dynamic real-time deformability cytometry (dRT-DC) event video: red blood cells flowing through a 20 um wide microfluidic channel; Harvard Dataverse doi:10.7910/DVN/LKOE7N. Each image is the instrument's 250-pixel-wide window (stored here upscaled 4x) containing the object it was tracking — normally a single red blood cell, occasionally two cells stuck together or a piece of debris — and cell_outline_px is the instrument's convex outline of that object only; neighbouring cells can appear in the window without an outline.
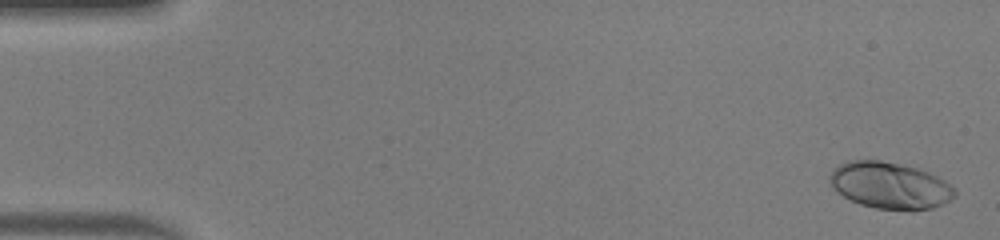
{"species": "human", "species_latin": "Homo sapiens", "temperature_condition": "warm", "stored_images_in_passage": 50, "camera_frame_rate_fps": 3000, "um_per_image_px": 0.085, "donor": {"sex": "male"}, "frame": {"image": 1, "passage_image": 2, "time_ms": 0.333, "image_size_px": [1000, 240], "cell_outline_px": [[956, 196], [944, 204], [932, 208], [912, 212], [876, 208], [860, 204], [844, 196], [828, 180], [832, 168], [848, 160], [880, 160], [916, 168], [928, 172], [944, 180], [956, 192]], "centroid_in_image_um": [75.66, 15.78], "position_along_channel_um": 9.3, "area_um2": 33.99}}
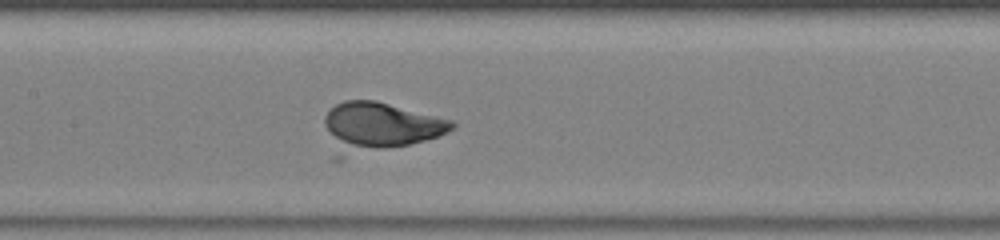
{"frame": {"image": 2, "passage_image": 25, "time_ms": 8.0, "image_size_px": [1000, 240], "cell_outline_px": [[456, 124], [448, 132], [424, 140], [408, 144], [340, 160], [332, 160], [324, 124], [324, 116], [336, 104], [344, 100], [376, 100], [452, 120]], "centroid_in_image_um": [32.09, 10.83], "position_along_channel_um": 175.3, "area_um2": 37.05}}
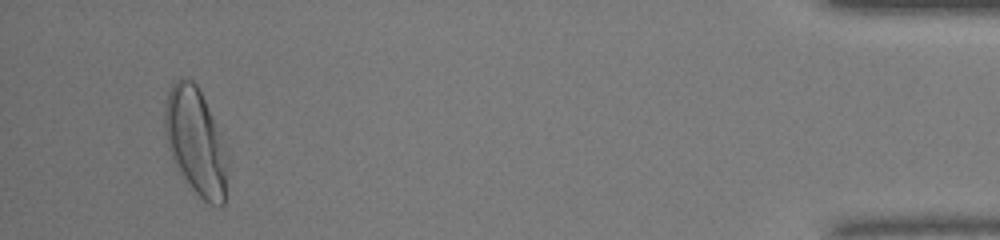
{"frame": {"image": 3, "passage_image": 48, "time_ms": 15.667, "image_size_px": [1000, 240], "cell_outline_px": [[228, 160], [224, 204], [208, 204], [192, 188], [176, 168], [168, 148], [164, 132], [164, 104], [168, 92], [172, 84], [180, 76], [184, 76], [192, 80], [196, 84], [204, 100], [216, 128], [224, 148]], "centroid_in_image_um": [16.58, 12.01], "position_along_channel_um": 418.6, "area_um2": 38.55}, "authors_computed_cell_mechanics": {"area_um2": 31.9923, "velocity_mm_per_s": 4.1418, "shape_relaxation_time_tau1_ms": 2.1884, "shape_relaxation_time_tau2_ms": null, "deformation_change_tau1": 0.1982, "deformation_change_tau2": null}}